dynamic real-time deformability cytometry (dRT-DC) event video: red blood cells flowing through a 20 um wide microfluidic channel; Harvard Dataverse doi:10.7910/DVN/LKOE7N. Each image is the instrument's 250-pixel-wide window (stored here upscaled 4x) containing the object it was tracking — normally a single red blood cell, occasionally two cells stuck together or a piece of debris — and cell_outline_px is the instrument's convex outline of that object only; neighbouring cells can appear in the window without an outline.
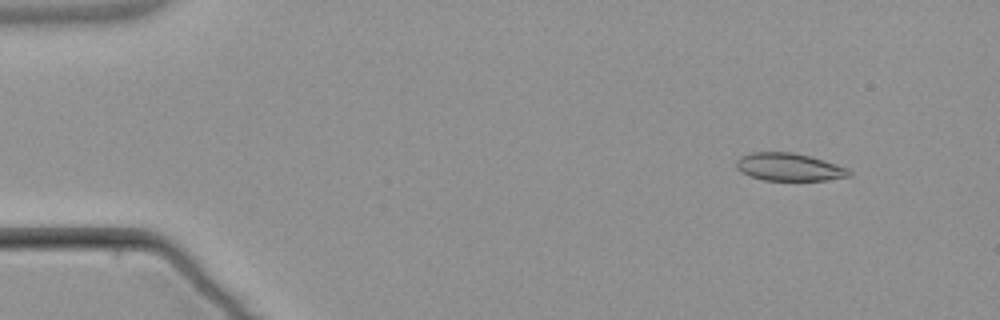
{"species": "common noctule bat (a hibernating species)", "species_latin": "Nyctalus noctula", "temperature_condition": "warm", "stored_images_in_passage": 4, "camera_frame_rate_fps": 3000, "um_per_image_px": 0.085, "animal": {"sex": "male", "body_mass_g": 21.5, "forearm_length_mm": 52.0}, "frame": {"image": 1, "passage_image": 1, "time_ms": 0.0, "image_size_px": [1000, 320], "cell_outline_px": [[852, 176], [828, 180], [764, 180], [752, 176], [736, 168], [736, 160], [740, 156], [752, 152], [792, 152], [812, 156], [848, 168], [852, 172]], "centroid_in_image_um": [67.12, 14.19], "position_along_channel_um": 17.9, "area_um2": 18.26}}
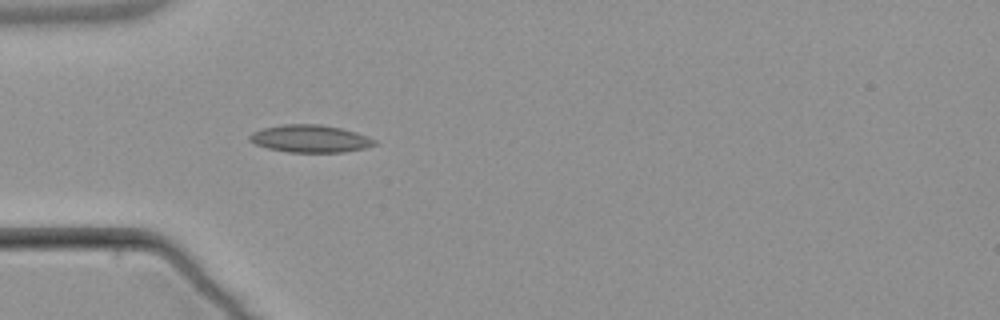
{"frame": {"image": 2, "passage_image": 4, "time_ms": 3.667, "image_size_px": [1000, 320], "cell_outline_px": [[380, 144], [364, 148], [344, 152], [288, 152], [268, 148], [256, 144], [248, 140], [248, 136], [252, 132], [264, 128], [284, 124], [320, 124], [340, 128], [356, 132], [376, 140]], "centroid_in_image_um": [26.38, 11.79], "position_along_channel_um": 58.6, "area_um2": 20.0}}